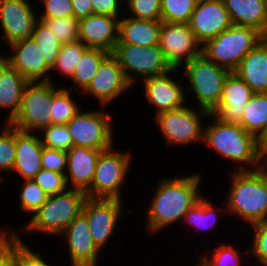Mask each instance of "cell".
I'll use <instances>...</instances> for the list:
<instances>
[{"label":"cell","instance_id":"cell-1","mask_svg":"<svg viewBox=\"0 0 267 266\" xmlns=\"http://www.w3.org/2000/svg\"><path fill=\"white\" fill-rule=\"evenodd\" d=\"M201 181L199 174L160 180L146 214L148 231L155 234L183 219L202 198L198 194Z\"/></svg>","mask_w":267,"mask_h":266},{"label":"cell","instance_id":"cell-2","mask_svg":"<svg viewBox=\"0 0 267 266\" xmlns=\"http://www.w3.org/2000/svg\"><path fill=\"white\" fill-rule=\"evenodd\" d=\"M234 171L225 210L250 225L263 222L267 216V168Z\"/></svg>","mask_w":267,"mask_h":266},{"label":"cell","instance_id":"cell-3","mask_svg":"<svg viewBox=\"0 0 267 266\" xmlns=\"http://www.w3.org/2000/svg\"><path fill=\"white\" fill-rule=\"evenodd\" d=\"M209 117L213 119V123L205 125L204 143L222 158L241 163L237 171L259 169L256 138L237 123H225L211 113ZM245 163L254 165V169L246 168Z\"/></svg>","mask_w":267,"mask_h":266},{"label":"cell","instance_id":"cell-4","mask_svg":"<svg viewBox=\"0 0 267 266\" xmlns=\"http://www.w3.org/2000/svg\"><path fill=\"white\" fill-rule=\"evenodd\" d=\"M87 198L86 192L71 188L49 195L46 202L32 215L21 231L43 232L59 235L81 212Z\"/></svg>","mask_w":267,"mask_h":266},{"label":"cell","instance_id":"cell-5","mask_svg":"<svg viewBox=\"0 0 267 266\" xmlns=\"http://www.w3.org/2000/svg\"><path fill=\"white\" fill-rule=\"evenodd\" d=\"M264 38L255 28L232 25L206 41L201 46L202 54L216 65L235 72L243 57Z\"/></svg>","mask_w":267,"mask_h":266},{"label":"cell","instance_id":"cell-6","mask_svg":"<svg viewBox=\"0 0 267 266\" xmlns=\"http://www.w3.org/2000/svg\"><path fill=\"white\" fill-rule=\"evenodd\" d=\"M183 67L189 83L186 88L194 92L199 108L211 113L221 100L224 82L231 72L208 60L203 54Z\"/></svg>","mask_w":267,"mask_h":266},{"label":"cell","instance_id":"cell-7","mask_svg":"<svg viewBox=\"0 0 267 266\" xmlns=\"http://www.w3.org/2000/svg\"><path fill=\"white\" fill-rule=\"evenodd\" d=\"M54 85L53 82H29L23 91L20 110L9 124L28 133L51 125L53 91L57 88Z\"/></svg>","mask_w":267,"mask_h":266},{"label":"cell","instance_id":"cell-8","mask_svg":"<svg viewBox=\"0 0 267 266\" xmlns=\"http://www.w3.org/2000/svg\"><path fill=\"white\" fill-rule=\"evenodd\" d=\"M111 147L98 157L91 186L85 191L89 198L122 199L121 187L130 170L131 154Z\"/></svg>","mask_w":267,"mask_h":266},{"label":"cell","instance_id":"cell-9","mask_svg":"<svg viewBox=\"0 0 267 266\" xmlns=\"http://www.w3.org/2000/svg\"><path fill=\"white\" fill-rule=\"evenodd\" d=\"M111 54L117 59L132 85L137 77L145 79L164 75L173 70L159 45L144 47L133 44H116Z\"/></svg>","mask_w":267,"mask_h":266},{"label":"cell","instance_id":"cell-10","mask_svg":"<svg viewBox=\"0 0 267 266\" xmlns=\"http://www.w3.org/2000/svg\"><path fill=\"white\" fill-rule=\"evenodd\" d=\"M210 113L198 108H190L184 105L181 108L155 115L158 124L168 146L187 145L204 140V130L201 117H208Z\"/></svg>","mask_w":267,"mask_h":266},{"label":"cell","instance_id":"cell-11","mask_svg":"<svg viewBox=\"0 0 267 266\" xmlns=\"http://www.w3.org/2000/svg\"><path fill=\"white\" fill-rule=\"evenodd\" d=\"M111 116L106 112H79L66 124L73 146L108 150L114 145Z\"/></svg>","mask_w":267,"mask_h":266},{"label":"cell","instance_id":"cell-12","mask_svg":"<svg viewBox=\"0 0 267 266\" xmlns=\"http://www.w3.org/2000/svg\"><path fill=\"white\" fill-rule=\"evenodd\" d=\"M201 43L188 23L163 22L159 47L173 69H178L202 54Z\"/></svg>","mask_w":267,"mask_h":266},{"label":"cell","instance_id":"cell-13","mask_svg":"<svg viewBox=\"0 0 267 266\" xmlns=\"http://www.w3.org/2000/svg\"><path fill=\"white\" fill-rule=\"evenodd\" d=\"M122 200L87 197L82 213L86 216L92 240L102 251L113 235L122 211Z\"/></svg>","mask_w":267,"mask_h":266},{"label":"cell","instance_id":"cell-14","mask_svg":"<svg viewBox=\"0 0 267 266\" xmlns=\"http://www.w3.org/2000/svg\"><path fill=\"white\" fill-rule=\"evenodd\" d=\"M28 0H0V25L2 40L9 45L29 38L39 21Z\"/></svg>","mask_w":267,"mask_h":266},{"label":"cell","instance_id":"cell-15","mask_svg":"<svg viewBox=\"0 0 267 266\" xmlns=\"http://www.w3.org/2000/svg\"><path fill=\"white\" fill-rule=\"evenodd\" d=\"M13 55L3 58L28 82H53L51 67L46 63L41 48L32 37L10 45Z\"/></svg>","mask_w":267,"mask_h":266},{"label":"cell","instance_id":"cell-16","mask_svg":"<svg viewBox=\"0 0 267 266\" xmlns=\"http://www.w3.org/2000/svg\"><path fill=\"white\" fill-rule=\"evenodd\" d=\"M130 87L132 84L126 78L117 59L110 54L101 63L94 78L83 92L93 95L104 108Z\"/></svg>","mask_w":267,"mask_h":266},{"label":"cell","instance_id":"cell-17","mask_svg":"<svg viewBox=\"0 0 267 266\" xmlns=\"http://www.w3.org/2000/svg\"><path fill=\"white\" fill-rule=\"evenodd\" d=\"M188 24L201 45L232 26L223 0H198Z\"/></svg>","mask_w":267,"mask_h":266},{"label":"cell","instance_id":"cell-18","mask_svg":"<svg viewBox=\"0 0 267 266\" xmlns=\"http://www.w3.org/2000/svg\"><path fill=\"white\" fill-rule=\"evenodd\" d=\"M68 244L72 266H97L100 250L94 244L86 216L81 212L60 234ZM67 239V240H66Z\"/></svg>","mask_w":267,"mask_h":266},{"label":"cell","instance_id":"cell-19","mask_svg":"<svg viewBox=\"0 0 267 266\" xmlns=\"http://www.w3.org/2000/svg\"><path fill=\"white\" fill-rule=\"evenodd\" d=\"M176 70L179 69L143 79L145 98L148 103L154 105L157 110L156 115L181 108L186 104L184 88L181 86L183 80L174 81L169 75Z\"/></svg>","mask_w":267,"mask_h":266},{"label":"cell","instance_id":"cell-20","mask_svg":"<svg viewBox=\"0 0 267 266\" xmlns=\"http://www.w3.org/2000/svg\"><path fill=\"white\" fill-rule=\"evenodd\" d=\"M118 17L91 14L79 20V41L88 48L112 53L118 42Z\"/></svg>","mask_w":267,"mask_h":266},{"label":"cell","instance_id":"cell-21","mask_svg":"<svg viewBox=\"0 0 267 266\" xmlns=\"http://www.w3.org/2000/svg\"><path fill=\"white\" fill-rule=\"evenodd\" d=\"M254 92L235 72L226 78L218 106L211 112L225 123H239L244 108Z\"/></svg>","mask_w":267,"mask_h":266},{"label":"cell","instance_id":"cell-22","mask_svg":"<svg viewBox=\"0 0 267 266\" xmlns=\"http://www.w3.org/2000/svg\"><path fill=\"white\" fill-rule=\"evenodd\" d=\"M101 152V149L78 146H73L67 152L66 169L69 174L66 172L65 176L68 187L73 185V189L86 191L91 186Z\"/></svg>","mask_w":267,"mask_h":266},{"label":"cell","instance_id":"cell-23","mask_svg":"<svg viewBox=\"0 0 267 266\" xmlns=\"http://www.w3.org/2000/svg\"><path fill=\"white\" fill-rule=\"evenodd\" d=\"M15 147V164L12 172L18 173L24 180L33 179L42 169L43 145L40 136L15 128Z\"/></svg>","mask_w":267,"mask_h":266},{"label":"cell","instance_id":"cell-24","mask_svg":"<svg viewBox=\"0 0 267 266\" xmlns=\"http://www.w3.org/2000/svg\"><path fill=\"white\" fill-rule=\"evenodd\" d=\"M235 73L254 93H267V37L243 57Z\"/></svg>","mask_w":267,"mask_h":266},{"label":"cell","instance_id":"cell-25","mask_svg":"<svg viewBox=\"0 0 267 266\" xmlns=\"http://www.w3.org/2000/svg\"><path fill=\"white\" fill-rule=\"evenodd\" d=\"M232 25L252 27L267 37V0H223Z\"/></svg>","mask_w":267,"mask_h":266},{"label":"cell","instance_id":"cell-26","mask_svg":"<svg viewBox=\"0 0 267 266\" xmlns=\"http://www.w3.org/2000/svg\"><path fill=\"white\" fill-rule=\"evenodd\" d=\"M29 82L5 59L0 62V109H9L7 123L18 114L23 91Z\"/></svg>","mask_w":267,"mask_h":266},{"label":"cell","instance_id":"cell-27","mask_svg":"<svg viewBox=\"0 0 267 266\" xmlns=\"http://www.w3.org/2000/svg\"><path fill=\"white\" fill-rule=\"evenodd\" d=\"M162 20L124 17L119 19L118 42L138 46L159 45Z\"/></svg>","mask_w":267,"mask_h":266},{"label":"cell","instance_id":"cell-28","mask_svg":"<svg viewBox=\"0 0 267 266\" xmlns=\"http://www.w3.org/2000/svg\"><path fill=\"white\" fill-rule=\"evenodd\" d=\"M256 139L267 127V93H254L238 123Z\"/></svg>","mask_w":267,"mask_h":266},{"label":"cell","instance_id":"cell-29","mask_svg":"<svg viewBox=\"0 0 267 266\" xmlns=\"http://www.w3.org/2000/svg\"><path fill=\"white\" fill-rule=\"evenodd\" d=\"M110 54L111 53L103 49L88 48L81 56L75 67L74 73L70 78L71 81L74 82V86H76L74 89L78 92L84 91L94 78V75L98 71L101 63Z\"/></svg>","mask_w":267,"mask_h":266},{"label":"cell","instance_id":"cell-30","mask_svg":"<svg viewBox=\"0 0 267 266\" xmlns=\"http://www.w3.org/2000/svg\"><path fill=\"white\" fill-rule=\"evenodd\" d=\"M71 91L64 88H56L53 91V103L51 110L52 124H67L78 112L79 104L71 97Z\"/></svg>","mask_w":267,"mask_h":266},{"label":"cell","instance_id":"cell-31","mask_svg":"<svg viewBox=\"0 0 267 266\" xmlns=\"http://www.w3.org/2000/svg\"><path fill=\"white\" fill-rule=\"evenodd\" d=\"M87 49L88 47L79 40L62 44L55 64L51 68V72L57 70L59 73H62L61 76L71 78L78 61Z\"/></svg>","mask_w":267,"mask_h":266},{"label":"cell","instance_id":"cell-32","mask_svg":"<svg viewBox=\"0 0 267 266\" xmlns=\"http://www.w3.org/2000/svg\"><path fill=\"white\" fill-rule=\"evenodd\" d=\"M31 37L41 48L46 63L52 68L58 57L62 43L53 32L42 22L38 21L35 25Z\"/></svg>","mask_w":267,"mask_h":266},{"label":"cell","instance_id":"cell-33","mask_svg":"<svg viewBox=\"0 0 267 266\" xmlns=\"http://www.w3.org/2000/svg\"><path fill=\"white\" fill-rule=\"evenodd\" d=\"M214 205H212L211 201L207 200V198H201L193 207H191L186 214L184 215V220L189 223V225H193L194 228H202L203 230L207 228H211L217 222V212L220 208L214 209ZM201 229V230H202Z\"/></svg>","mask_w":267,"mask_h":266},{"label":"cell","instance_id":"cell-34","mask_svg":"<svg viewBox=\"0 0 267 266\" xmlns=\"http://www.w3.org/2000/svg\"><path fill=\"white\" fill-rule=\"evenodd\" d=\"M198 0H161L163 22L189 23Z\"/></svg>","mask_w":267,"mask_h":266},{"label":"cell","instance_id":"cell-35","mask_svg":"<svg viewBox=\"0 0 267 266\" xmlns=\"http://www.w3.org/2000/svg\"><path fill=\"white\" fill-rule=\"evenodd\" d=\"M58 38L64 43H71L79 40V20L72 17L39 18Z\"/></svg>","mask_w":267,"mask_h":266},{"label":"cell","instance_id":"cell-36","mask_svg":"<svg viewBox=\"0 0 267 266\" xmlns=\"http://www.w3.org/2000/svg\"><path fill=\"white\" fill-rule=\"evenodd\" d=\"M43 147L68 152L73 147L71 135L66 124H51L41 130ZM44 137V138H43Z\"/></svg>","mask_w":267,"mask_h":266},{"label":"cell","instance_id":"cell-37","mask_svg":"<svg viewBox=\"0 0 267 266\" xmlns=\"http://www.w3.org/2000/svg\"><path fill=\"white\" fill-rule=\"evenodd\" d=\"M20 191V208L25 213H32L33 215L46 202L48 195L44 190L33 180H24Z\"/></svg>","mask_w":267,"mask_h":266},{"label":"cell","instance_id":"cell-38","mask_svg":"<svg viewBox=\"0 0 267 266\" xmlns=\"http://www.w3.org/2000/svg\"><path fill=\"white\" fill-rule=\"evenodd\" d=\"M15 152V128L6 123L0 132V172L13 171Z\"/></svg>","mask_w":267,"mask_h":266},{"label":"cell","instance_id":"cell-39","mask_svg":"<svg viewBox=\"0 0 267 266\" xmlns=\"http://www.w3.org/2000/svg\"><path fill=\"white\" fill-rule=\"evenodd\" d=\"M205 251V255L201 256L200 266H240L241 255L233 246L222 244L216 248V251L210 256Z\"/></svg>","mask_w":267,"mask_h":266},{"label":"cell","instance_id":"cell-40","mask_svg":"<svg viewBox=\"0 0 267 266\" xmlns=\"http://www.w3.org/2000/svg\"><path fill=\"white\" fill-rule=\"evenodd\" d=\"M33 180L49 195H55L67 190L68 185L64 173L41 169Z\"/></svg>","mask_w":267,"mask_h":266},{"label":"cell","instance_id":"cell-41","mask_svg":"<svg viewBox=\"0 0 267 266\" xmlns=\"http://www.w3.org/2000/svg\"><path fill=\"white\" fill-rule=\"evenodd\" d=\"M134 19L161 20V0H127Z\"/></svg>","mask_w":267,"mask_h":266},{"label":"cell","instance_id":"cell-42","mask_svg":"<svg viewBox=\"0 0 267 266\" xmlns=\"http://www.w3.org/2000/svg\"><path fill=\"white\" fill-rule=\"evenodd\" d=\"M254 228V238L251 241V249L247 250L246 253L254 255L257 262L267 266V225L264 222L256 223L251 225Z\"/></svg>","mask_w":267,"mask_h":266},{"label":"cell","instance_id":"cell-43","mask_svg":"<svg viewBox=\"0 0 267 266\" xmlns=\"http://www.w3.org/2000/svg\"><path fill=\"white\" fill-rule=\"evenodd\" d=\"M20 241L16 231H0V266H8L13 262L14 251Z\"/></svg>","mask_w":267,"mask_h":266},{"label":"cell","instance_id":"cell-44","mask_svg":"<svg viewBox=\"0 0 267 266\" xmlns=\"http://www.w3.org/2000/svg\"><path fill=\"white\" fill-rule=\"evenodd\" d=\"M40 255L21 239L14 251L13 262L16 266H50Z\"/></svg>","mask_w":267,"mask_h":266},{"label":"cell","instance_id":"cell-45","mask_svg":"<svg viewBox=\"0 0 267 266\" xmlns=\"http://www.w3.org/2000/svg\"><path fill=\"white\" fill-rule=\"evenodd\" d=\"M41 165L43 169L66 173L67 152L43 147L41 153Z\"/></svg>","mask_w":267,"mask_h":266},{"label":"cell","instance_id":"cell-46","mask_svg":"<svg viewBox=\"0 0 267 266\" xmlns=\"http://www.w3.org/2000/svg\"><path fill=\"white\" fill-rule=\"evenodd\" d=\"M45 11L38 18H58L74 16L71 0H41Z\"/></svg>","mask_w":267,"mask_h":266},{"label":"cell","instance_id":"cell-47","mask_svg":"<svg viewBox=\"0 0 267 266\" xmlns=\"http://www.w3.org/2000/svg\"><path fill=\"white\" fill-rule=\"evenodd\" d=\"M93 14L108 15L113 17L119 16L120 0H90ZM121 4V5H120Z\"/></svg>","mask_w":267,"mask_h":266},{"label":"cell","instance_id":"cell-48","mask_svg":"<svg viewBox=\"0 0 267 266\" xmlns=\"http://www.w3.org/2000/svg\"><path fill=\"white\" fill-rule=\"evenodd\" d=\"M257 158L260 168H267V127L257 137Z\"/></svg>","mask_w":267,"mask_h":266},{"label":"cell","instance_id":"cell-49","mask_svg":"<svg viewBox=\"0 0 267 266\" xmlns=\"http://www.w3.org/2000/svg\"><path fill=\"white\" fill-rule=\"evenodd\" d=\"M74 17L78 20L93 14L90 0H71Z\"/></svg>","mask_w":267,"mask_h":266},{"label":"cell","instance_id":"cell-50","mask_svg":"<svg viewBox=\"0 0 267 266\" xmlns=\"http://www.w3.org/2000/svg\"><path fill=\"white\" fill-rule=\"evenodd\" d=\"M1 55H2V54H0V62L4 59V58H3L4 55H2V56H1Z\"/></svg>","mask_w":267,"mask_h":266},{"label":"cell","instance_id":"cell-51","mask_svg":"<svg viewBox=\"0 0 267 266\" xmlns=\"http://www.w3.org/2000/svg\"><path fill=\"white\" fill-rule=\"evenodd\" d=\"M8 266H16V264L14 262H12L11 264H9Z\"/></svg>","mask_w":267,"mask_h":266},{"label":"cell","instance_id":"cell-52","mask_svg":"<svg viewBox=\"0 0 267 266\" xmlns=\"http://www.w3.org/2000/svg\"><path fill=\"white\" fill-rule=\"evenodd\" d=\"M263 222L267 225V216H266V218H265V220Z\"/></svg>","mask_w":267,"mask_h":266}]
</instances>
